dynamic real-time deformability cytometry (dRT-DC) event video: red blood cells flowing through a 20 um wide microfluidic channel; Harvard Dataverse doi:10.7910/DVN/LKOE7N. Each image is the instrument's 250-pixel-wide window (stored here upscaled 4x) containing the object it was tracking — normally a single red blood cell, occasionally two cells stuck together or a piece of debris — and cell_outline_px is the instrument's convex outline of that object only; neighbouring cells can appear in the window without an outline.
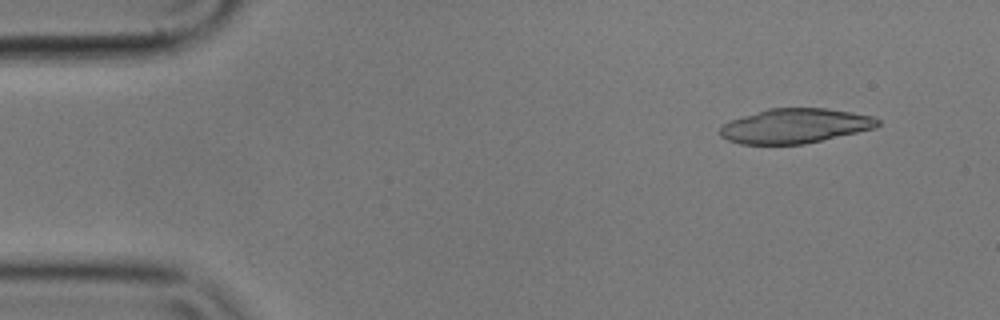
{"species": "common noctule bat (a hibernating species)", "species_latin": "Nyctalus noctula", "temperature_condition": "cold", "stored_images_in_passage": 4, "camera_frame_rate_fps": 3000, "um_per_image_px": 0.085, "animal": {"sex": "male", "body_mass_g": 17.9}, "frame": {"image": 1, "passage_image": 2, "time_ms": 0.333, "image_size_px": [1000, 320], "cell_outline_px": [[880, 124], [876, 128], [804, 144], [740, 144], [728, 140], [720, 136], [720, 128], [724, 124], [732, 120], [768, 108], [828, 108], [876, 116], [880, 120]], "centroid_in_image_um": [67.63, 10.7], "position_along_channel_um": 17.4, "area_um2": 31.85}}